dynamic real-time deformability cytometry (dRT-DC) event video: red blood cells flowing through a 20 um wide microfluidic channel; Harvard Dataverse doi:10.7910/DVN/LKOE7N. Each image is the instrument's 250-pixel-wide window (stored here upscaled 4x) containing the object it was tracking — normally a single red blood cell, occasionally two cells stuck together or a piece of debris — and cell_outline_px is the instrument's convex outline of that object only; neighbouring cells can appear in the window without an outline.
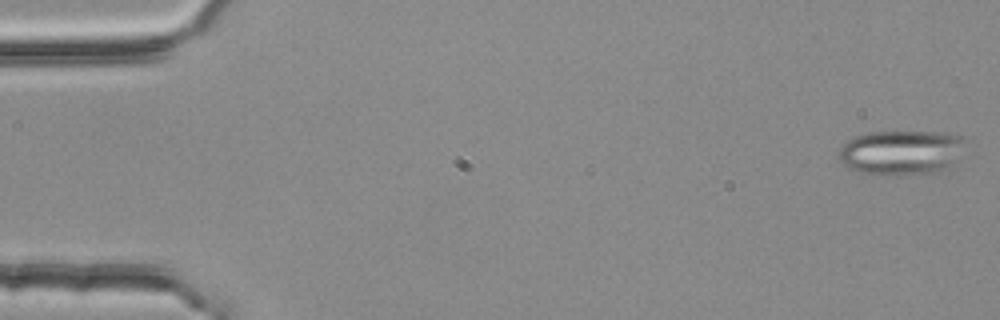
{"species": "common noctule bat (a hibernating species)", "species_latin": "Nyctalus noctula", "temperature_condition": "room temperature", "stored_images_in_passage": 3, "camera_frame_rate_fps": 3000, "um_per_image_px": 0.085, "animal": {"sex": "female", "body_mass_g": 25.1}, "frame": {"image": 1, "passage_image": 1, "time_ms": 0.0, "image_size_px": [1000, 320], "cell_outline_px": [[964, 140], [948, 172], [904, 176], [880, 176], [860, 172], [848, 168], [836, 156], [840, 148], [852, 136], [868, 132], [944, 132], [964, 136]], "centroid_in_image_um": [76.57, 13.0], "position_along_channel_um": 8.4, "area_um2": 33.76}}